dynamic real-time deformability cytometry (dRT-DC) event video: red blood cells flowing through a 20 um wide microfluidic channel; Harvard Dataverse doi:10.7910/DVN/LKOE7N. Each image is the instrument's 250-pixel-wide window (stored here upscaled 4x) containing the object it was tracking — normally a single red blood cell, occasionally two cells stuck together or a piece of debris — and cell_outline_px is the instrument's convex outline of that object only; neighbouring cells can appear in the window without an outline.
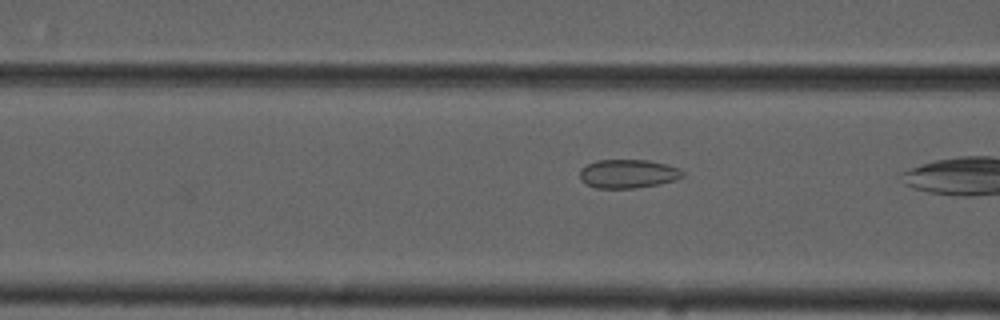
{"species": "common noctule bat (a hibernating species)", "species_latin": "Nyctalus noctula", "temperature_condition": "cold", "stored_images_in_passage": 16, "camera_frame_rate_fps": 3000, "um_per_image_px": 0.085, "animal": {"sex": "male", "forearm_length_mm": 52.5}, "frame": {"image": 1, "passage_image": 14, "time_ms": 4.333, "image_size_px": [1000, 320], "cell_outline_px": [[684, 176], [676, 180], [636, 188], [596, 188], [580, 180], [580, 168], [596, 160], [648, 160], [664, 164], [676, 168], [684, 172]], "centroid_in_image_um": [53.35, 14.77], "position_along_channel_um": 113.3, "area_um2": 17.05}}